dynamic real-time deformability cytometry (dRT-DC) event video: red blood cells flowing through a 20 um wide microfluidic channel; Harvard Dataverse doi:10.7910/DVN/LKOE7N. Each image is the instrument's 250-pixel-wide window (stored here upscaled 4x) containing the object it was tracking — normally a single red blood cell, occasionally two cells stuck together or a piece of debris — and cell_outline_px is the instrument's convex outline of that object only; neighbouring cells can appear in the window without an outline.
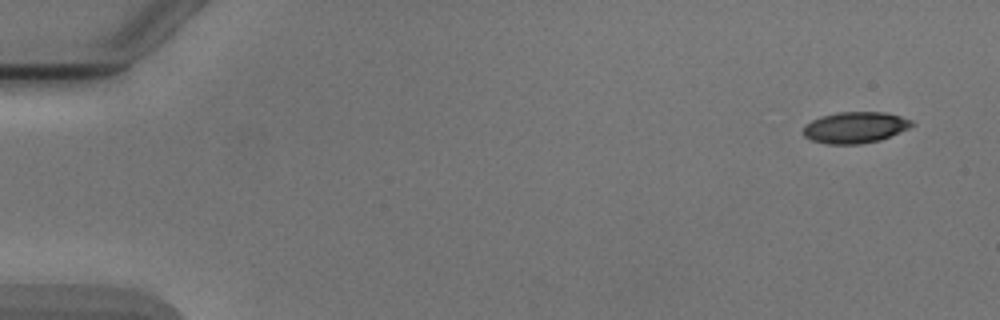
{"species": "Egyptian fruit bat (a non-hibernating species)", "species_latin": "Rousettus aegyptiacus", "temperature_condition": "cold", "stored_images_in_passage": 5, "camera_frame_rate_fps": 3000, "um_per_image_px": 0.085, "animal": {"sex": "male"}, "frame": {"image": 1, "passage_image": 1, "time_ms": 0.0, "image_size_px": [1000, 320], "cell_outline_px": [[916, 124], [908, 128], [880, 140], [860, 144], [828, 144], [812, 140], [804, 136], [804, 124], [820, 116], [836, 112], [884, 112], [900, 116], [912, 120]], "centroid_in_image_um": [72.68, 10.82], "position_along_channel_um": 12.3, "area_um2": 19.77}}
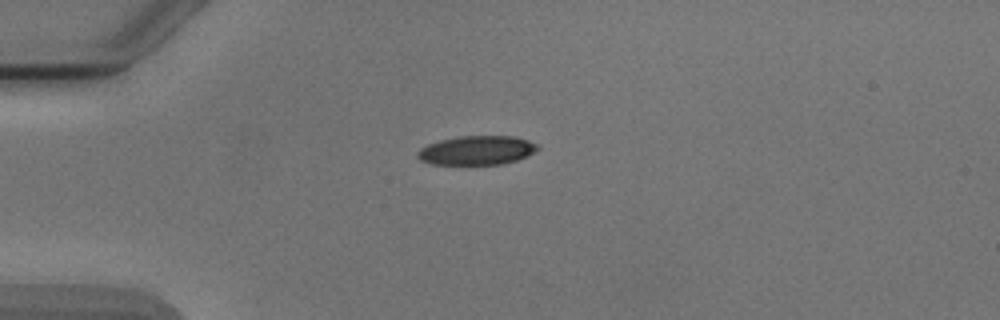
{"frame": {"image": 2, "passage_image": 4, "time_ms": 3.667, "image_size_px": [1000, 320], "cell_outline_px": [[540, 148], [528, 156], [504, 164], [432, 164], [420, 160], [416, 156], [416, 152], [420, 148], [428, 144], [440, 140], [460, 136], [516, 136], [540, 144]], "centroid_in_image_um": [40.56, 12.77], "position_along_channel_um": 44.4, "area_um2": 20.52}}